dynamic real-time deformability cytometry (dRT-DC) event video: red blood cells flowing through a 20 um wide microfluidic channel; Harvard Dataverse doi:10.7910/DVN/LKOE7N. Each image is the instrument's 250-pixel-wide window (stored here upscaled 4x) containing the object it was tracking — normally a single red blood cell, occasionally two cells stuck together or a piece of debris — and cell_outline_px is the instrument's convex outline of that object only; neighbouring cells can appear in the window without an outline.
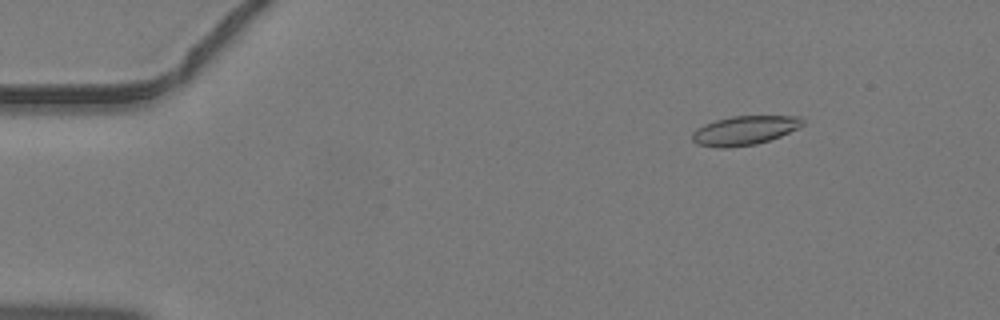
{"species": "common noctule bat (a hibernating species)", "species_latin": "Nyctalus noctula", "temperature_condition": "warm", "stored_images_in_passage": 47, "camera_frame_rate_fps": 3000, "um_per_image_px": 0.085, "animal": {"sex": "male", "body_mass_g": 19.2, "forearm_length_mm": 51.8}, "frame": {"image": 1, "passage_image": 7, "time_ms": 2.0, "image_size_px": [1000, 320], "cell_outline_px": [[804, 124], [780, 136], [756, 144], [728, 148], [720, 148], [696, 144], [692, 140], [692, 132], [696, 128], [704, 124], [716, 120], [732, 116], [800, 116], [804, 120]], "centroid_in_image_um": [63.24, 11.09], "position_along_channel_um": 21.8, "area_um2": 18.67}}
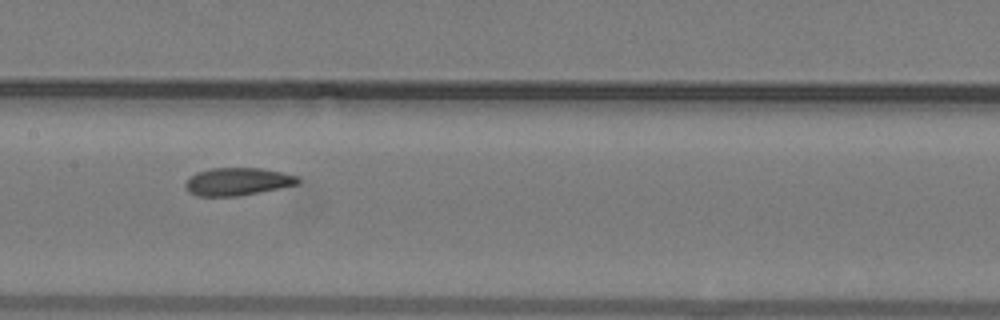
{"frame": {"image": 2, "passage_image": 24, "time_ms": 7.667, "image_size_px": [1000, 320], "cell_outline_px": [[300, 184], [240, 196], [196, 196], [188, 192], [184, 188], [184, 184], [196, 172], [212, 168], [260, 168], [284, 172], [296, 176], [300, 180]], "centroid_in_image_um": [20.19, 15.44], "position_along_channel_um": 187.2, "area_um2": 18.32}}
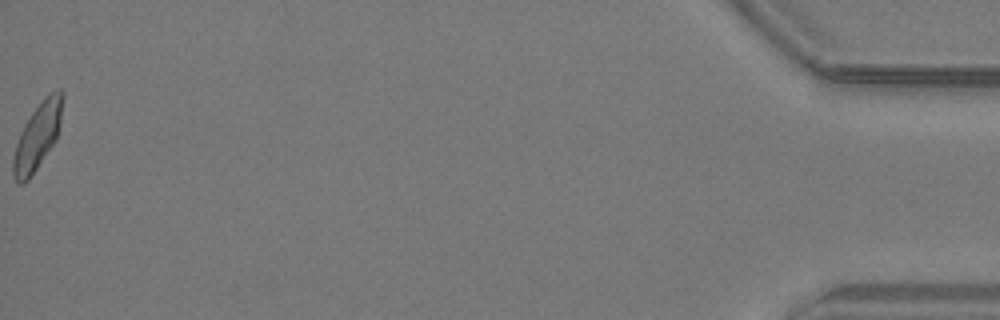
{"frame": {"image": 3, "passage_image": 47, "time_ms": 15.333, "image_size_px": [1000, 320], "cell_outline_px": [[64, 96], [60, 120], [56, 140], [28, 180], [24, 184], [20, 184], [12, 176], [12, 156], [20, 132], [24, 124], [32, 112], [44, 96], [48, 92], [60, 88], [64, 92]], "centroid_in_image_um": [3.18, 11.55], "position_along_channel_um": 432.0, "area_um2": 19.25}}